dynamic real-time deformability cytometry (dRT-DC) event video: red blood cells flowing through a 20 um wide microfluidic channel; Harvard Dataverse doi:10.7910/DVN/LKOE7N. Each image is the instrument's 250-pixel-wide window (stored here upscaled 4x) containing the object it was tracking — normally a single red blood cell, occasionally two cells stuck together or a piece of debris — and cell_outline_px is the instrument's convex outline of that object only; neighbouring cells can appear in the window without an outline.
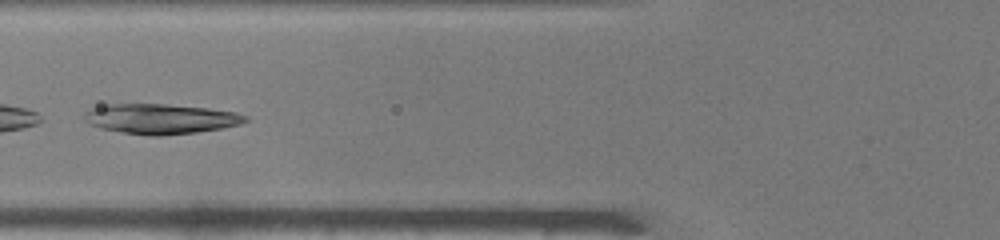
{"species": "common noctule bat (a hibernating species)", "species_latin": "Nyctalus noctula", "temperature_condition": "warm", "stored_images_in_passage": 48, "camera_frame_rate_fps": 3000, "um_per_image_px": 0.085, "animal": {"sex": "male", "body_mass_g": 19.0, "forearm_length_mm": 50.8}, "frame": {"image": 1, "passage_image": 20, "time_ms": 6.333, "image_size_px": [1000, 240], "cell_outline_px": [[252, 120], [240, 124], [220, 128], [196, 132], [160, 136], [148, 136], [100, 128], [84, 120], [84, 116], [92, 108], [100, 104], [168, 104], [208, 108], [236, 112], [248, 116]], "centroid_in_image_um": [13.7, 10.09], "position_along_channel_um": 112.1, "area_um2": 28.21}}
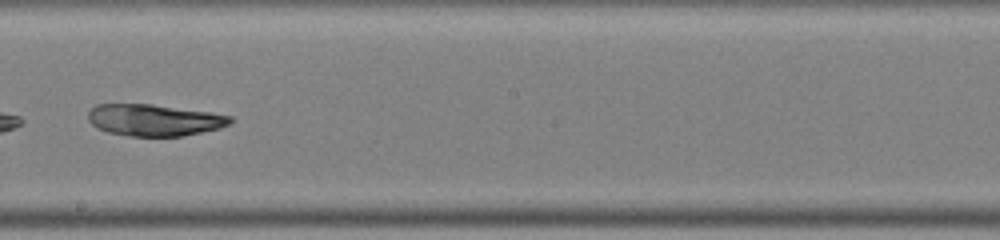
{"frame": {"image": 2, "passage_image": 29, "time_ms": 9.333, "image_size_px": [1000, 240], "cell_outline_px": [[232, 124], [220, 128], [184, 136], [128, 136], [108, 132], [96, 128], [88, 120], [88, 112], [96, 104], [152, 104], [208, 112], [232, 116]], "centroid_in_image_um": [13.1, 10.21], "position_along_channel_um": 235.1, "area_um2": 26.3}}
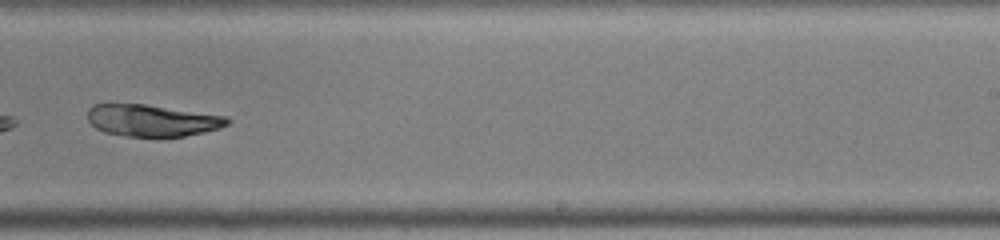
{"frame": {"image": 3, "passage_image": 32, "time_ms": 10.333, "image_size_px": [1000, 240], "cell_outline_px": [[232, 120], [228, 124], [220, 128], [204, 132], [184, 136], [124, 136], [104, 132], [96, 128], [88, 120], [88, 108], [92, 104], [108, 100], [144, 104], [228, 116]], "centroid_in_image_um": [12.85, 10.19], "position_along_channel_um": 276.1, "area_um2": 26.65}}